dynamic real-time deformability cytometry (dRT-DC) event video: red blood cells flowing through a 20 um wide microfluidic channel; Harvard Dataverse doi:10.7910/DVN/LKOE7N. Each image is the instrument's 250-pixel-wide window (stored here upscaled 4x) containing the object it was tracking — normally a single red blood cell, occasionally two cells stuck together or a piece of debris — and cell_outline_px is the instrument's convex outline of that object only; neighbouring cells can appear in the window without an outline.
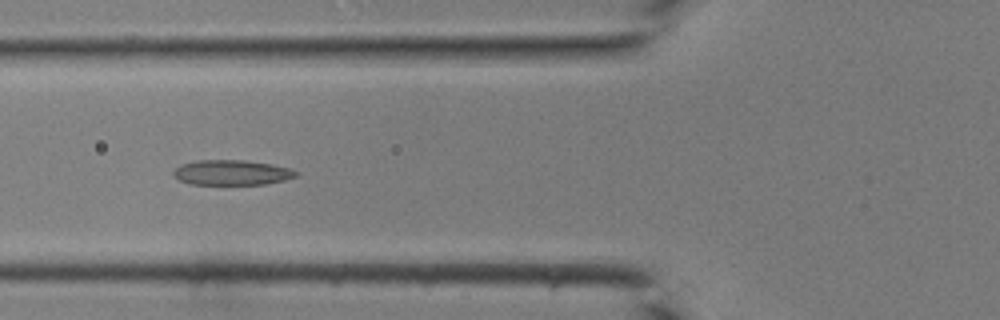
{"species": "common noctule bat (a hibernating species)", "species_latin": "Nyctalus noctula", "temperature_condition": "room temperature", "stored_images_in_passage": 19, "camera_frame_rate_fps": 3000, "um_per_image_px": 0.085, "animal": {"sex": "male", "body_mass_g": 19.0, "forearm_length_mm": 50.8}, "frame": {"image": 1, "passage_image": 8, "time_ms": 2.333, "image_size_px": [1000, 320], "cell_outline_px": [[300, 172], [296, 176], [284, 180], [264, 184], [224, 188], [188, 184], [172, 176], [172, 172], [180, 164], [196, 160], [244, 160], [272, 164], [288, 168]], "centroid_in_image_um": [19.63, 14.72], "position_along_channel_um": 106.2, "area_um2": 19.07}}
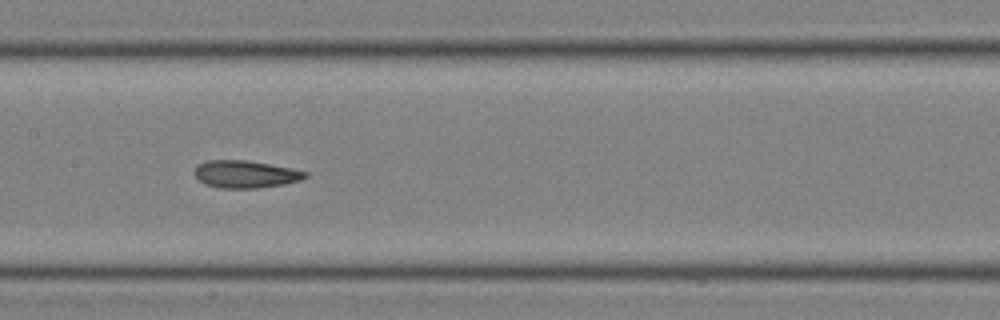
{"frame": {"image": 2, "passage_image": 13, "time_ms": 4.0, "image_size_px": [1000, 320], "cell_outline_px": [[308, 176], [300, 180], [284, 184], [256, 188], [220, 188], [204, 184], [192, 172], [196, 164], [208, 160], [244, 160], [292, 168], [308, 172]], "centroid_in_image_um": [20.83, 14.8], "position_along_channel_um": 186.6, "area_um2": 17.74}}
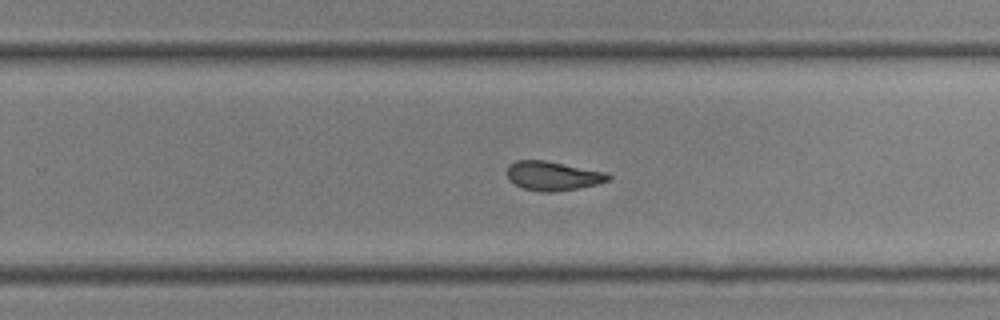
{"frame": {"image": 3, "passage_image": 19, "time_ms": 6.0, "image_size_px": [1000, 320], "cell_outline_px": [[612, 176], [608, 180], [600, 184], [552, 192], [540, 192], [524, 188], [508, 180], [508, 164], [516, 160], [544, 160], [608, 172]], "centroid_in_image_um": [47.01, 14.94], "position_along_channel_um": 282.8, "area_um2": 17.22}}